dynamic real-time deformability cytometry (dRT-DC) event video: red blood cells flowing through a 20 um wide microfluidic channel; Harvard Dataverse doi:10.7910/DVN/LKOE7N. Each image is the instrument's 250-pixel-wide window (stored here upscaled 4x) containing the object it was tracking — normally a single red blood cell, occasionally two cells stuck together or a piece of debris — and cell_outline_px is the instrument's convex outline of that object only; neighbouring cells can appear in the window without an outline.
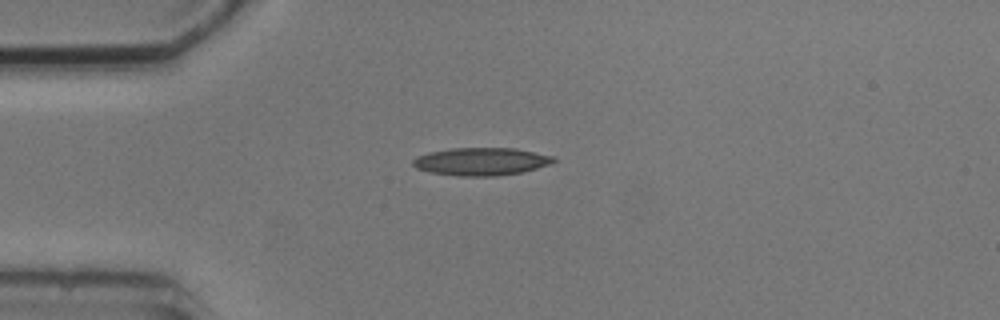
{"species": "common noctule bat (a hibernating species)", "species_latin": "Nyctalus noctula", "temperature_condition": "cold", "stored_images_in_passage": 1, "camera_frame_rate_fps": 3000, "um_per_image_px": 0.085, "animal": {"sex": "male", "body_mass_g": 20.5, "forearm_length_mm": 52.5}, "frame": {"image": 1, "passage_image": 1, "time_ms": 0.0, "image_size_px": [1000, 320], "cell_outline_px": [[556, 160], [552, 164], [524, 172], [496, 176], [456, 176], [428, 172], [416, 168], [412, 164], [412, 160], [416, 156], [432, 152], [452, 148], [516, 148], [556, 156]], "centroid_in_image_um": [40.95, 13.73], "position_along_channel_um": 44.1, "area_um2": 23.06}}